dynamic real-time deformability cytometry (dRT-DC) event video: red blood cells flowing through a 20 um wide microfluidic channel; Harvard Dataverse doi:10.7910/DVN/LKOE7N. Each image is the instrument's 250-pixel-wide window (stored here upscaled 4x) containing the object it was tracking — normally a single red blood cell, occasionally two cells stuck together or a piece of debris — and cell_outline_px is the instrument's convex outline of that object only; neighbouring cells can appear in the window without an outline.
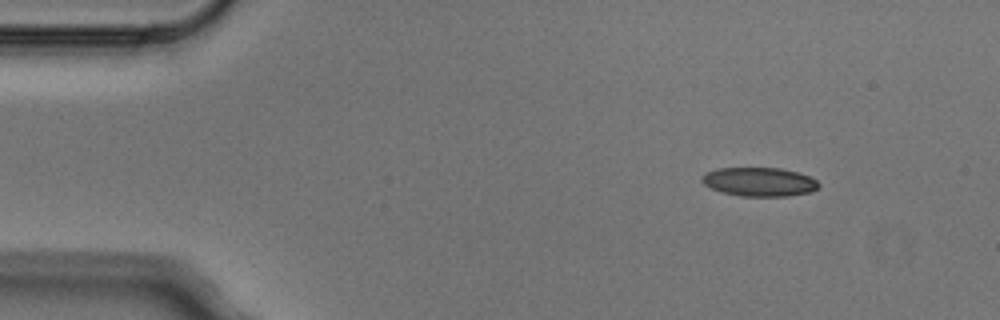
{"species": "Egyptian fruit bat (a non-hibernating species)", "species_latin": "Rousettus aegyptiacus", "temperature_condition": "cold", "stored_images_in_passage": 3, "camera_frame_rate_fps": 3000, "um_per_image_px": 0.085, "animal": {"sex": "male"}, "frame": {"image": 1, "passage_image": 1, "time_ms": 0.0, "image_size_px": [1000, 320], "cell_outline_px": [[820, 184], [812, 192], [788, 196], [740, 196], [720, 192], [704, 184], [700, 180], [700, 176], [716, 168], [780, 168], [796, 172], [808, 176], [816, 180]], "centroid_in_image_um": [64.51, 15.46], "position_along_channel_um": 20.5, "area_um2": 19.65}}
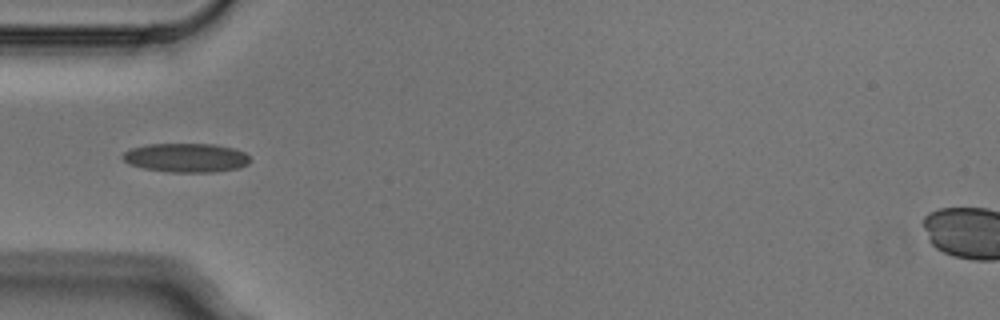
{"frame": {"image": 2, "passage_image": 3, "time_ms": 0.667, "image_size_px": [1000, 320], "cell_outline_px": [[248, 164], [236, 168], [212, 172], [168, 172], [144, 168], [128, 164], [120, 156], [124, 152], [132, 148], [148, 144], [216, 144], [232, 148], [244, 152], [248, 156]], "centroid_in_image_um": [15.77, 13.4], "position_along_channel_um": 69.2, "area_um2": 21.39}}